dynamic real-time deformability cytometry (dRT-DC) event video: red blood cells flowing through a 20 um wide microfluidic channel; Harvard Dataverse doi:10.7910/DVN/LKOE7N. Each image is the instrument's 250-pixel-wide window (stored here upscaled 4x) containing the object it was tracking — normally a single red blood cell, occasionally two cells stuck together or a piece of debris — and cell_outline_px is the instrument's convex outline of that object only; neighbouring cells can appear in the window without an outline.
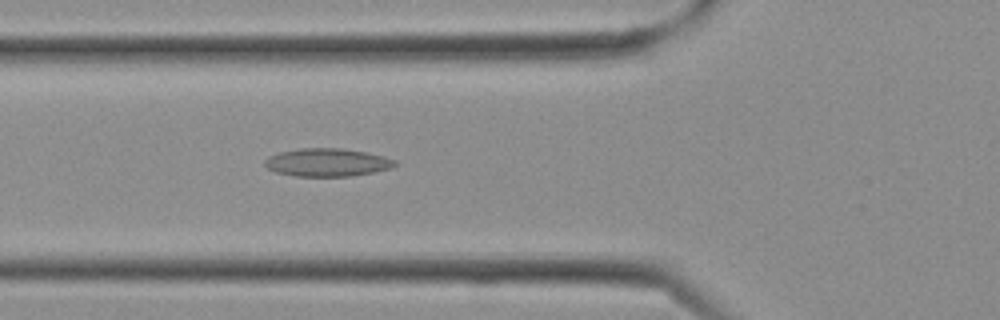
{"species": "Egyptian fruit bat (a non-hibernating species)", "species_latin": "Rousettus aegyptiacus", "temperature_condition": "cold", "stored_images_in_passage": 10, "camera_frame_rate_fps": 3000, "um_per_image_px": 0.085, "frame": {"image": 1, "passage_image": 10, "time_ms": 3.0, "image_size_px": [1000, 320], "cell_outline_px": [[400, 164], [392, 168], [352, 176], [296, 176], [276, 172], [268, 168], [264, 164], [264, 160], [268, 156], [280, 152], [296, 148], [340, 148], [368, 152], [384, 156], [396, 160]], "centroid_in_image_um": [27.84, 13.79], "position_along_channel_um": 98.0, "area_um2": 21.44}}